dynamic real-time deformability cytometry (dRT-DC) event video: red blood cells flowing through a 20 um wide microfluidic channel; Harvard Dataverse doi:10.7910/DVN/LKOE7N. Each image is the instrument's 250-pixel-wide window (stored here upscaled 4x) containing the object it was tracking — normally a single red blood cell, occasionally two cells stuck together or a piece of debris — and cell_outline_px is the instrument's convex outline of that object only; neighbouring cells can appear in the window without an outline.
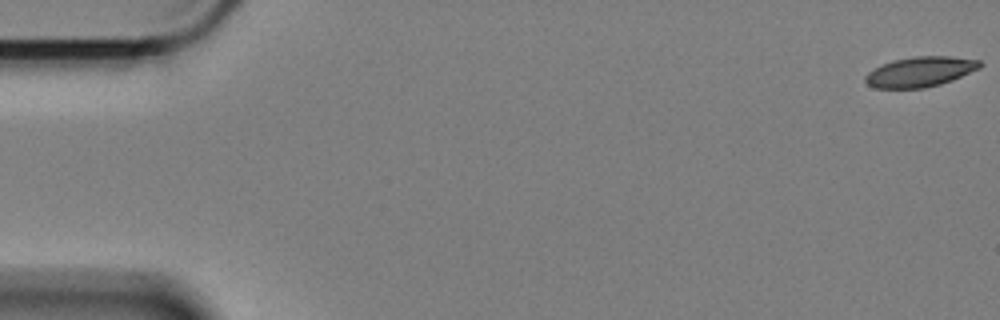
{"species": "Egyptian fruit bat (a non-hibernating species)", "species_latin": "Rousettus aegyptiacus", "temperature_condition": "cold", "stored_images_in_passage": 59, "camera_frame_rate_fps": 3000, "um_per_image_px": 0.085, "animal": {"sex": "female"}, "frame": {"image": 1, "passage_image": 1, "time_ms": 0.0, "image_size_px": [1000, 320], "cell_outline_px": [[984, 64], [980, 68], [952, 80], [940, 84], [924, 88], [876, 88], [868, 84], [864, 80], [864, 76], [868, 72], [880, 64], [892, 60], [916, 56], [952, 56], [980, 60]], "centroid_in_image_um": [78.22, 6.09], "position_along_channel_um": 6.8, "area_um2": 20.23}}
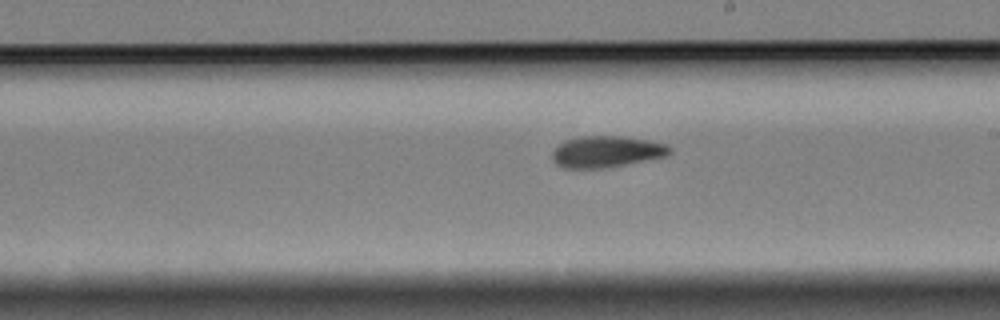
{"frame": {"image": 2, "passage_image": 34, "time_ms": 11.0, "image_size_px": [1000, 320], "cell_outline_px": [[672, 152], [668, 156], [604, 168], [564, 168], [556, 164], [552, 160], [552, 152], [564, 140], [580, 136], [624, 136], [648, 140], [668, 144], [672, 148]], "centroid_in_image_um": [51.58, 12.88], "position_along_channel_um": 237.4, "area_um2": 21.68}}
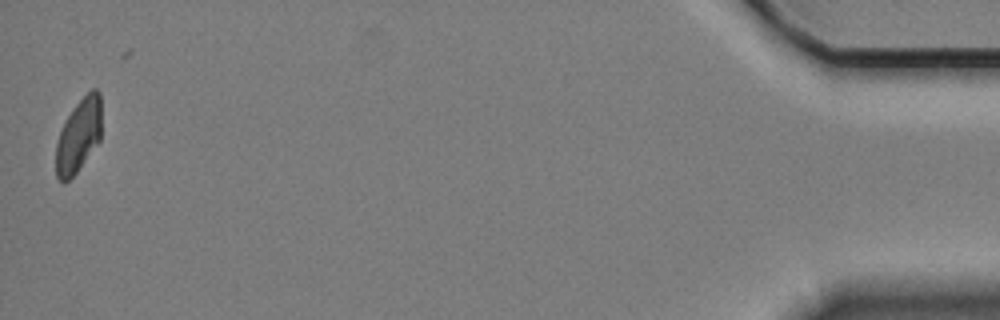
{"frame": {"image": 3, "passage_image": 59, "time_ms": 19.333, "image_size_px": [1000, 320], "cell_outline_px": [[100, 140], [76, 172], [64, 184], [56, 176], [56, 144], [60, 132], [72, 108], [92, 88], [96, 88], [100, 92]], "centroid_in_image_um": [6.68, 11.52], "position_along_channel_um": 428.5, "area_um2": 19.19}, "authors_computed_cell_mechanics": {"area_um2": 21.2704, "velocity_mm_per_s": 3.3722, "shape_relaxation_time_tau1_ms": 11.1978, "shape_relaxation_time_tau2_ms": 3.036, "deformation_change_tau1": 0.1903, "deformation_change_tau2": 0.0707}}